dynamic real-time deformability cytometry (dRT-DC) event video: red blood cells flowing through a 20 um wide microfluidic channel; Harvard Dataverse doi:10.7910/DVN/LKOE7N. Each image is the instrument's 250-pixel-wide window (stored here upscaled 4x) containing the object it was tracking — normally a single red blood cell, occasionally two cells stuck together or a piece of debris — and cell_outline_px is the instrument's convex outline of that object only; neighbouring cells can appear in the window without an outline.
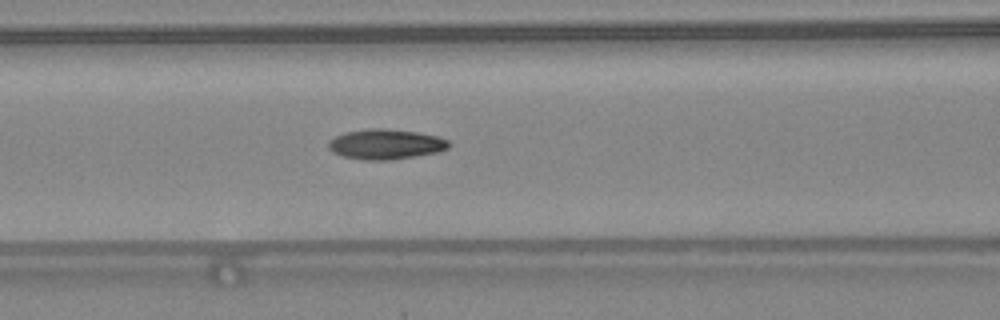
{"species": "common noctule bat (a hibernating species)", "species_latin": "Nyctalus noctula", "temperature_condition": "warm", "stored_images_in_passage": 49, "camera_frame_rate_fps": 3000, "um_per_image_px": 0.085, "animal": {"sex": "female", "body_mass_g": 24.6, "forearm_length_mm": 56.2}, "frame": {"image": 1, "passage_image": 22, "time_ms": 7.0, "image_size_px": [1000, 320], "cell_outline_px": [[452, 144], [448, 148], [440, 152], [416, 156], [388, 160], [360, 160], [344, 156], [332, 152], [328, 148], [328, 140], [336, 136], [348, 132], [368, 128], [384, 128], [416, 132], [436, 136], [448, 140]], "centroid_in_image_um": [32.79, 12.26], "position_along_channel_um": 133.8, "area_um2": 21.21}}
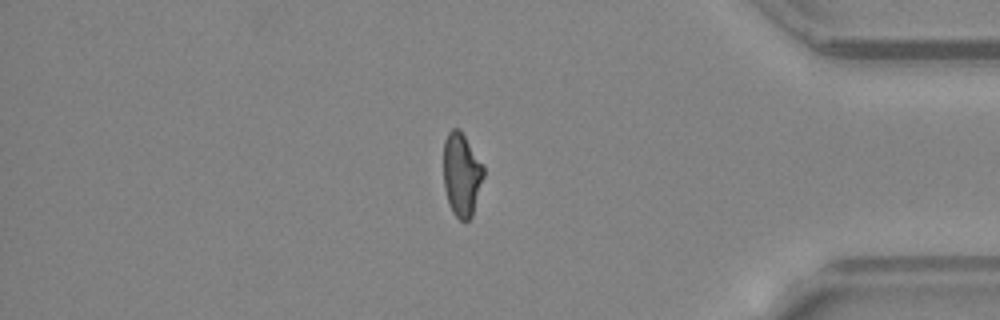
{"frame": {"image": 2, "passage_image": 42, "time_ms": 13.667, "image_size_px": [1000, 320], "cell_outline_px": [[484, 176], [472, 216], [468, 220], [460, 220], [452, 212], [448, 204], [444, 188], [444, 140], [448, 132], [452, 128], [460, 128], [484, 164]], "centroid_in_image_um": [39.24, 14.81], "position_along_channel_um": 396.0, "area_um2": 19.77}, "authors_computed_cell_mechanics": {"area_um2": 19.7676, "velocity_mm_per_s": 4.3813, "shape_relaxation_time_tau1_ms": 8.4153, "shape_relaxation_time_tau2_ms": 3.5848, "deformation_change_tau1": 0.2267, "deformation_change_tau2": 0.1091}}